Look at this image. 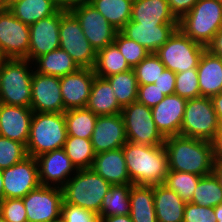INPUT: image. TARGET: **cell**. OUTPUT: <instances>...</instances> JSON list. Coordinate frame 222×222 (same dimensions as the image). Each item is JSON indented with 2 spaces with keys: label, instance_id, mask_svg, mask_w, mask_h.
<instances>
[{
  "label": "cell",
  "instance_id": "obj_1",
  "mask_svg": "<svg viewBox=\"0 0 222 222\" xmlns=\"http://www.w3.org/2000/svg\"><path fill=\"white\" fill-rule=\"evenodd\" d=\"M168 160V170L206 176L213 173L214 159L209 141L181 135L165 138L163 144Z\"/></svg>",
  "mask_w": 222,
  "mask_h": 222
},
{
  "label": "cell",
  "instance_id": "obj_2",
  "mask_svg": "<svg viewBox=\"0 0 222 222\" xmlns=\"http://www.w3.org/2000/svg\"><path fill=\"white\" fill-rule=\"evenodd\" d=\"M132 185L163 184L168 173L167 153L163 145L147 146L126 142L123 146Z\"/></svg>",
  "mask_w": 222,
  "mask_h": 222
},
{
  "label": "cell",
  "instance_id": "obj_3",
  "mask_svg": "<svg viewBox=\"0 0 222 222\" xmlns=\"http://www.w3.org/2000/svg\"><path fill=\"white\" fill-rule=\"evenodd\" d=\"M111 186L92 168L80 169L62 187L63 200L99 214L104 196Z\"/></svg>",
  "mask_w": 222,
  "mask_h": 222
},
{
  "label": "cell",
  "instance_id": "obj_4",
  "mask_svg": "<svg viewBox=\"0 0 222 222\" xmlns=\"http://www.w3.org/2000/svg\"><path fill=\"white\" fill-rule=\"evenodd\" d=\"M33 72V62L28 59H5L1 63L0 102L30 108Z\"/></svg>",
  "mask_w": 222,
  "mask_h": 222
},
{
  "label": "cell",
  "instance_id": "obj_5",
  "mask_svg": "<svg viewBox=\"0 0 222 222\" xmlns=\"http://www.w3.org/2000/svg\"><path fill=\"white\" fill-rule=\"evenodd\" d=\"M64 113H33L26 146L30 157L61 149L67 139Z\"/></svg>",
  "mask_w": 222,
  "mask_h": 222
},
{
  "label": "cell",
  "instance_id": "obj_6",
  "mask_svg": "<svg viewBox=\"0 0 222 222\" xmlns=\"http://www.w3.org/2000/svg\"><path fill=\"white\" fill-rule=\"evenodd\" d=\"M178 28L193 41L207 47L222 28V3L217 0H198L178 20Z\"/></svg>",
  "mask_w": 222,
  "mask_h": 222
},
{
  "label": "cell",
  "instance_id": "obj_7",
  "mask_svg": "<svg viewBox=\"0 0 222 222\" xmlns=\"http://www.w3.org/2000/svg\"><path fill=\"white\" fill-rule=\"evenodd\" d=\"M206 46L193 41L179 28L155 54L166 69L174 73L197 69L201 55Z\"/></svg>",
  "mask_w": 222,
  "mask_h": 222
},
{
  "label": "cell",
  "instance_id": "obj_8",
  "mask_svg": "<svg viewBox=\"0 0 222 222\" xmlns=\"http://www.w3.org/2000/svg\"><path fill=\"white\" fill-rule=\"evenodd\" d=\"M219 128V119L209 97L187 99L181 136L211 142Z\"/></svg>",
  "mask_w": 222,
  "mask_h": 222
},
{
  "label": "cell",
  "instance_id": "obj_9",
  "mask_svg": "<svg viewBox=\"0 0 222 222\" xmlns=\"http://www.w3.org/2000/svg\"><path fill=\"white\" fill-rule=\"evenodd\" d=\"M127 142L147 146L163 145L165 137L157 129L150 107L139 103H131L122 108Z\"/></svg>",
  "mask_w": 222,
  "mask_h": 222
},
{
  "label": "cell",
  "instance_id": "obj_10",
  "mask_svg": "<svg viewBox=\"0 0 222 222\" xmlns=\"http://www.w3.org/2000/svg\"><path fill=\"white\" fill-rule=\"evenodd\" d=\"M60 48L65 50L79 68L93 69L96 51L86 39L75 15L66 10L60 18Z\"/></svg>",
  "mask_w": 222,
  "mask_h": 222
},
{
  "label": "cell",
  "instance_id": "obj_11",
  "mask_svg": "<svg viewBox=\"0 0 222 222\" xmlns=\"http://www.w3.org/2000/svg\"><path fill=\"white\" fill-rule=\"evenodd\" d=\"M22 199L27 222H58L61 220L62 188L39 185Z\"/></svg>",
  "mask_w": 222,
  "mask_h": 222
},
{
  "label": "cell",
  "instance_id": "obj_12",
  "mask_svg": "<svg viewBox=\"0 0 222 222\" xmlns=\"http://www.w3.org/2000/svg\"><path fill=\"white\" fill-rule=\"evenodd\" d=\"M29 44V26L8 8H0V51L5 59H28Z\"/></svg>",
  "mask_w": 222,
  "mask_h": 222
},
{
  "label": "cell",
  "instance_id": "obj_13",
  "mask_svg": "<svg viewBox=\"0 0 222 222\" xmlns=\"http://www.w3.org/2000/svg\"><path fill=\"white\" fill-rule=\"evenodd\" d=\"M70 11L78 19L86 39L95 51L114 42L117 30L91 4L79 5Z\"/></svg>",
  "mask_w": 222,
  "mask_h": 222
},
{
  "label": "cell",
  "instance_id": "obj_14",
  "mask_svg": "<svg viewBox=\"0 0 222 222\" xmlns=\"http://www.w3.org/2000/svg\"><path fill=\"white\" fill-rule=\"evenodd\" d=\"M3 199L24 198L30 191L40 185L38 166L34 157L2 170Z\"/></svg>",
  "mask_w": 222,
  "mask_h": 222
},
{
  "label": "cell",
  "instance_id": "obj_15",
  "mask_svg": "<svg viewBox=\"0 0 222 222\" xmlns=\"http://www.w3.org/2000/svg\"><path fill=\"white\" fill-rule=\"evenodd\" d=\"M33 113H64L60 77L33 72L31 80Z\"/></svg>",
  "mask_w": 222,
  "mask_h": 222
},
{
  "label": "cell",
  "instance_id": "obj_16",
  "mask_svg": "<svg viewBox=\"0 0 222 222\" xmlns=\"http://www.w3.org/2000/svg\"><path fill=\"white\" fill-rule=\"evenodd\" d=\"M66 10L59 9L50 17L40 19L29 26L30 44L28 60L33 62L39 56L60 48V18Z\"/></svg>",
  "mask_w": 222,
  "mask_h": 222
},
{
  "label": "cell",
  "instance_id": "obj_17",
  "mask_svg": "<svg viewBox=\"0 0 222 222\" xmlns=\"http://www.w3.org/2000/svg\"><path fill=\"white\" fill-rule=\"evenodd\" d=\"M35 159L40 185L62 188L78 171L63 148L44 153Z\"/></svg>",
  "mask_w": 222,
  "mask_h": 222
},
{
  "label": "cell",
  "instance_id": "obj_18",
  "mask_svg": "<svg viewBox=\"0 0 222 222\" xmlns=\"http://www.w3.org/2000/svg\"><path fill=\"white\" fill-rule=\"evenodd\" d=\"M95 76L93 69L79 68L74 73L60 77L64 112L86 107Z\"/></svg>",
  "mask_w": 222,
  "mask_h": 222
},
{
  "label": "cell",
  "instance_id": "obj_19",
  "mask_svg": "<svg viewBox=\"0 0 222 222\" xmlns=\"http://www.w3.org/2000/svg\"><path fill=\"white\" fill-rule=\"evenodd\" d=\"M126 142L127 137L121 113L98 116L91 137L96 154L122 148Z\"/></svg>",
  "mask_w": 222,
  "mask_h": 222
},
{
  "label": "cell",
  "instance_id": "obj_20",
  "mask_svg": "<svg viewBox=\"0 0 222 222\" xmlns=\"http://www.w3.org/2000/svg\"><path fill=\"white\" fill-rule=\"evenodd\" d=\"M177 28L178 24H142L129 21L120 32L142 45L149 53H155Z\"/></svg>",
  "mask_w": 222,
  "mask_h": 222
},
{
  "label": "cell",
  "instance_id": "obj_21",
  "mask_svg": "<svg viewBox=\"0 0 222 222\" xmlns=\"http://www.w3.org/2000/svg\"><path fill=\"white\" fill-rule=\"evenodd\" d=\"M33 111L29 107L0 104V136L27 146Z\"/></svg>",
  "mask_w": 222,
  "mask_h": 222
},
{
  "label": "cell",
  "instance_id": "obj_22",
  "mask_svg": "<svg viewBox=\"0 0 222 222\" xmlns=\"http://www.w3.org/2000/svg\"><path fill=\"white\" fill-rule=\"evenodd\" d=\"M186 102L187 99L179 95H167L151 108L154 123L165 138L180 135Z\"/></svg>",
  "mask_w": 222,
  "mask_h": 222
},
{
  "label": "cell",
  "instance_id": "obj_23",
  "mask_svg": "<svg viewBox=\"0 0 222 222\" xmlns=\"http://www.w3.org/2000/svg\"><path fill=\"white\" fill-rule=\"evenodd\" d=\"M91 168L111 185L132 184L122 148L96 154Z\"/></svg>",
  "mask_w": 222,
  "mask_h": 222
},
{
  "label": "cell",
  "instance_id": "obj_24",
  "mask_svg": "<svg viewBox=\"0 0 222 222\" xmlns=\"http://www.w3.org/2000/svg\"><path fill=\"white\" fill-rule=\"evenodd\" d=\"M200 97H213L222 92V58L205 49L197 67Z\"/></svg>",
  "mask_w": 222,
  "mask_h": 222
},
{
  "label": "cell",
  "instance_id": "obj_25",
  "mask_svg": "<svg viewBox=\"0 0 222 222\" xmlns=\"http://www.w3.org/2000/svg\"><path fill=\"white\" fill-rule=\"evenodd\" d=\"M130 21L142 24H178L167 0H136L132 3Z\"/></svg>",
  "mask_w": 222,
  "mask_h": 222
},
{
  "label": "cell",
  "instance_id": "obj_26",
  "mask_svg": "<svg viewBox=\"0 0 222 222\" xmlns=\"http://www.w3.org/2000/svg\"><path fill=\"white\" fill-rule=\"evenodd\" d=\"M155 213L158 222H183L186 202L165 185H153Z\"/></svg>",
  "mask_w": 222,
  "mask_h": 222
},
{
  "label": "cell",
  "instance_id": "obj_27",
  "mask_svg": "<svg viewBox=\"0 0 222 222\" xmlns=\"http://www.w3.org/2000/svg\"><path fill=\"white\" fill-rule=\"evenodd\" d=\"M86 108L97 116L116 115L122 110L110 83L97 76L94 78Z\"/></svg>",
  "mask_w": 222,
  "mask_h": 222
},
{
  "label": "cell",
  "instance_id": "obj_28",
  "mask_svg": "<svg viewBox=\"0 0 222 222\" xmlns=\"http://www.w3.org/2000/svg\"><path fill=\"white\" fill-rule=\"evenodd\" d=\"M7 8L28 26L52 16L59 10L57 0H10Z\"/></svg>",
  "mask_w": 222,
  "mask_h": 222
},
{
  "label": "cell",
  "instance_id": "obj_29",
  "mask_svg": "<svg viewBox=\"0 0 222 222\" xmlns=\"http://www.w3.org/2000/svg\"><path fill=\"white\" fill-rule=\"evenodd\" d=\"M130 216L133 222H158L153 185H132L130 191Z\"/></svg>",
  "mask_w": 222,
  "mask_h": 222
},
{
  "label": "cell",
  "instance_id": "obj_30",
  "mask_svg": "<svg viewBox=\"0 0 222 222\" xmlns=\"http://www.w3.org/2000/svg\"><path fill=\"white\" fill-rule=\"evenodd\" d=\"M34 71L44 75L62 77L76 72L79 67L61 48L43 54L33 61Z\"/></svg>",
  "mask_w": 222,
  "mask_h": 222
},
{
  "label": "cell",
  "instance_id": "obj_31",
  "mask_svg": "<svg viewBox=\"0 0 222 222\" xmlns=\"http://www.w3.org/2000/svg\"><path fill=\"white\" fill-rule=\"evenodd\" d=\"M131 69L114 43L96 51L93 71L97 77L107 78Z\"/></svg>",
  "mask_w": 222,
  "mask_h": 222
},
{
  "label": "cell",
  "instance_id": "obj_32",
  "mask_svg": "<svg viewBox=\"0 0 222 222\" xmlns=\"http://www.w3.org/2000/svg\"><path fill=\"white\" fill-rule=\"evenodd\" d=\"M132 3L130 0H92L90 2L117 31L131 20Z\"/></svg>",
  "mask_w": 222,
  "mask_h": 222
},
{
  "label": "cell",
  "instance_id": "obj_33",
  "mask_svg": "<svg viewBox=\"0 0 222 222\" xmlns=\"http://www.w3.org/2000/svg\"><path fill=\"white\" fill-rule=\"evenodd\" d=\"M132 184L112 185L104 196L100 217L130 214V191Z\"/></svg>",
  "mask_w": 222,
  "mask_h": 222
},
{
  "label": "cell",
  "instance_id": "obj_34",
  "mask_svg": "<svg viewBox=\"0 0 222 222\" xmlns=\"http://www.w3.org/2000/svg\"><path fill=\"white\" fill-rule=\"evenodd\" d=\"M64 117L68 136L91 139L97 115L85 107L66 110Z\"/></svg>",
  "mask_w": 222,
  "mask_h": 222
},
{
  "label": "cell",
  "instance_id": "obj_35",
  "mask_svg": "<svg viewBox=\"0 0 222 222\" xmlns=\"http://www.w3.org/2000/svg\"><path fill=\"white\" fill-rule=\"evenodd\" d=\"M105 79L110 83L122 108L137 101L138 83L133 68Z\"/></svg>",
  "mask_w": 222,
  "mask_h": 222
},
{
  "label": "cell",
  "instance_id": "obj_36",
  "mask_svg": "<svg viewBox=\"0 0 222 222\" xmlns=\"http://www.w3.org/2000/svg\"><path fill=\"white\" fill-rule=\"evenodd\" d=\"M63 149L77 170L92 167L96 153L91 139L67 136Z\"/></svg>",
  "mask_w": 222,
  "mask_h": 222
},
{
  "label": "cell",
  "instance_id": "obj_37",
  "mask_svg": "<svg viewBox=\"0 0 222 222\" xmlns=\"http://www.w3.org/2000/svg\"><path fill=\"white\" fill-rule=\"evenodd\" d=\"M191 203L212 208L222 203V186L214 173L200 178Z\"/></svg>",
  "mask_w": 222,
  "mask_h": 222
},
{
  "label": "cell",
  "instance_id": "obj_38",
  "mask_svg": "<svg viewBox=\"0 0 222 222\" xmlns=\"http://www.w3.org/2000/svg\"><path fill=\"white\" fill-rule=\"evenodd\" d=\"M201 177L193 173L168 170L163 185L175 191L183 201L191 202Z\"/></svg>",
  "mask_w": 222,
  "mask_h": 222
},
{
  "label": "cell",
  "instance_id": "obj_39",
  "mask_svg": "<svg viewBox=\"0 0 222 222\" xmlns=\"http://www.w3.org/2000/svg\"><path fill=\"white\" fill-rule=\"evenodd\" d=\"M138 85L154 84L165 66L155 53H150L133 68Z\"/></svg>",
  "mask_w": 222,
  "mask_h": 222
},
{
  "label": "cell",
  "instance_id": "obj_40",
  "mask_svg": "<svg viewBox=\"0 0 222 222\" xmlns=\"http://www.w3.org/2000/svg\"><path fill=\"white\" fill-rule=\"evenodd\" d=\"M113 43L131 68H134L150 54L142 45L127 38L120 31H117Z\"/></svg>",
  "mask_w": 222,
  "mask_h": 222
},
{
  "label": "cell",
  "instance_id": "obj_41",
  "mask_svg": "<svg viewBox=\"0 0 222 222\" xmlns=\"http://www.w3.org/2000/svg\"><path fill=\"white\" fill-rule=\"evenodd\" d=\"M28 157L26 146L0 136V169H6Z\"/></svg>",
  "mask_w": 222,
  "mask_h": 222
},
{
  "label": "cell",
  "instance_id": "obj_42",
  "mask_svg": "<svg viewBox=\"0 0 222 222\" xmlns=\"http://www.w3.org/2000/svg\"><path fill=\"white\" fill-rule=\"evenodd\" d=\"M175 94L185 99L200 97L197 69L176 73Z\"/></svg>",
  "mask_w": 222,
  "mask_h": 222
},
{
  "label": "cell",
  "instance_id": "obj_43",
  "mask_svg": "<svg viewBox=\"0 0 222 222\" xmlns=\"http://www.w3.org/2000/svg\"><path fill=\"white\" fill-rule=\"evenodd\" d=\"M0 215L6 222H27L22 198H6L0 201Z\"/></svg>",
  "mask_w": 222,
  "mask_h": 222
},
{
  "label": "cell",
  "instance_id": "obj_44",
  "mask_svg": "<svg viewBox=\"0 0 222 222\" xmlns=\"http://www.w3.org/2000/svg\"><path fill=\"white\" fill-rule=\"evenodd\" d=\"M62 222H100V216L92 211L66 203H62Z\"/></svg>",
  "mask_w": 222,
  "mask_h": 222
},
{
  "label": "cell",
  "instance_id": "obj_45",
  "mask_svg": "<svg viewBox=\"0 0 222 222\" xmlns=\"http://www.w3.org/2000/svg\"><path fill=\"white\" fill-rule=\"evenodd\" d=\"M183 222H217V219L212 207L186 202Z\"/></svg>",
  "mask_w": 222,
  "mask_h": 222
},
{
  "label": "cell",
  "instance_id": "obj_46",
  "mask_svg": "<svg viewBox=\"0 0 222 222\" xmlns=\"http://www.w3.org/2000/svg\"><path fill=\"white\" fill-rule=\"evenodd\" d=\"M165 95L154 84L138 85L137 101L147 107H154L159 104Z\"/></svg>",
  "mask_w": 222,
  "mask_h": 222
},
{
  "label": "cell",
  "instance_id": "obj_47",
  "mask_svg": "<svg viewBox=\"0 0 222 222\" xmlns=\"http://www.w3.org/2000/svg\"><path fill=\"white\" fill-rule=\"evenodd\" d=\"M175 84L176 73L166 68L154 83L165 96L175 94Z\"/></svg>",
  "mask_w": 222,
  "mask_h": 222
},
{
  "label": "cell",
  "instance_id": "obj_48",
  "mask_svg": "<svg viewBox=\"0 0 222 222\" xmlns=\"http://www.w3.org/2000/svg\"><path fill=\"white\" fill-rule=\"evenodd\" d=\"M171 12L179 20L182 16L188 13L198 0H167Z\"/></svg>",
  "mask_w": 222,
  "mask_h": 222
},
{
  "label": "cell",
  "instance_id": "obj_49",
  "mask_svg": "<svg viewBox=\"0 0 222 222\" xmlns=\"http://www.w3.org/2000/svg\"><path fill=\"white\" fill-rule=\"evenodd\" d=\"M211 144L214 163H222V126L215 134Z\"/></svg>",
  "mask_w": 222,
  "mask_h": 222
},
{
  "label": "cell",
  "instance_id": "obj_50",
  "mask_svg": "<svg viewBox=\"0 0 222 222\" xmlns=\"http://www.w3.org/2000/svg\"><path fill=\"white\" fill-rule=\"evenodd\" d=\"M206 49L222 58V28L214 35L213 40L207 45Z\"/></svg>",
  "mask_w": 222,
  "mask_h": 222
},
{
  "label": "cell",
  "instance_id": "obj_51",
  "mask_svg": "<svg viewBox=\"0 0 222 222\" xmlns=\"http://www.w3.org/2000/svg\"><path fill=\"white\" fill-rule=\"evenodd\" d=\"M91 1L92 0H57V4L59 9L71 10L79 5L90 4Z\"/></svg>",
  "mask_w": 222,
  "mask_h": 222
},
{
  "label": "cell",
  "instance_id": "obj_52",
  "mask_svg": "<svg viewBox=\"0 0 222 222\" xmlns=\"http://www.w3.org/2000/svg\"><path fill=\"white\" fill-rule=\"evenodd\" d=\"M213 108L219 119V125L222 126V92L210 98Z\"/></svg>",
  "mask_w": 222,
  "mask_h": 222
},
{
  "label": "cell",
  "instance_id": "obj_53",
  "mask_svg": "<svg viewBox=\"0 0 222 222\" xmlns=\"http://www.w3.org/2000/svg\"><path fill=\"white\" fill-rule=\"evenodd\" d=\"M100 222H133L130 214L128 215H117L109 217H100Z\"/></svg>",
  "mask_w": 222,
  "mask_h": 222
},
{
  "label": "cell",
  "instance_id": "obj_54",
  "mask_svg": "<svg viewBox=\"0 0 222 222\" xmlns=\"http://www.w3.org/2000/svg\"><path fill=\"white\" fill-rule=\"evenodd\" d=\"M213 173L217 176L220 185L222 186V163H214Z\"/></svg>",
  "mask_w": 222,
  "mask_h": 222
},
{
  "label": "cell",
  "instance_id": "obj_55",
  "mask_svg": "<svg viewBox=\"0 0 222 222\" xmlns=\"http://www.w3.org/2000/svg\"><path fill=\"white\" fill-rule=\"evenodd\" d=\"M217 222H222V203L213 207Z\"/></svg>",
  "mask_w": 222,
  "mask_h": 222
},
{
  "label": "cell",
  "instance_id": "obj_56",
  "mask_svg": "<svg viewBox=\"0 0 222 222\" xmlns=\"http://www.w3.org/2000/svg\"><path fill=\"white\" fill-rule=\"evenodd\" d=\"M3 200V177L2 169H0V201Z\"/></svg>",
  "mask_w": 222,
  "mask_h": 222
},
{
  "label": "cell",
  "instance_id": "obj_57",
  "mask_svg": "<svg viewBox=\"0 0 222 222\" xmlns=\"http://www.w3.org/2000/svg\"><path fill=\"white\" fill-rule=\"evenodd\" d=\"M10 0H0V8H7Z\"/></svg>",
  "mask_w": 222,
  "mask_h": 222
},
{
  "label": "cell",
  "instance_id": "obj_58",
  "mask_svg": "<svg viewBox=\"0 0 222 222\" xmlns=\"http://www.w3.org/2000/svg\"><path fill=\"white\" fill-rule=\"evenodd\" d=\"M5 60V57L2 55L1 51H0V64Z\"/></svg>",
  "mask_w": 222,
  "mask_h": 222
},
{
  "label": "cell",
  "instance_id": "obj_59",
  "mask_svg": "<svg viewBox=\"0 0 222 222\" xmlns=\"http://www.w3.org/2000/svg\"><path fill=\"white\" fill-rule=\"evenodd\" d=\"M0 222H6L1 215H0Z\"/></svg>",
  "mask_w": 222,
  "mask_h": 222
}]
</instances>
